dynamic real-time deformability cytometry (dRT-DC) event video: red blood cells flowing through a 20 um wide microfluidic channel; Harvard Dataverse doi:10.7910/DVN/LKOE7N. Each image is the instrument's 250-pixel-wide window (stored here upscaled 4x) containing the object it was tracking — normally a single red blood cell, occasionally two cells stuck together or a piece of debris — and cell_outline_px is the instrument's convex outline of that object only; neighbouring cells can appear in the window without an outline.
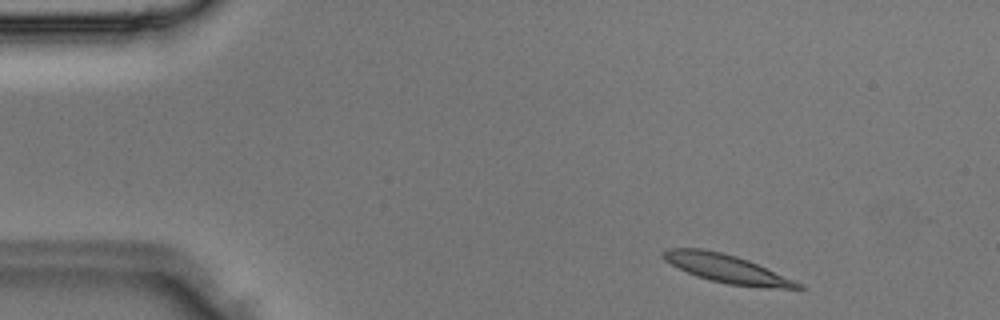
{"species": "Egyptian fruit bat (a non-hibernating species)", "species_latin": "Rousettus aegyptiacus", "temperature_condition": "room temperature", "stored_images_in_passage": 3, "camera_frame_rate_fps": 3000, "um_per_image_px": 0.085, "animal": {"sex": "male"}, "frame": {"image": 1, "passage_image": 1, "time_ms": 0.0, "image_size_px": [1000, 320], "cell_outline_px": [[804, 288], [780, 288], [728, 284], [696, 276], [664, 260], [660, 256], [660, 252], [668, 248], [700, 248], [720, 252], [736, 256], [748, 260], [804, 284]], "centroid_in_image_um": [61.74, 22.82], "position_along_channel_um": 23.3, "area_um2": 21.85}}